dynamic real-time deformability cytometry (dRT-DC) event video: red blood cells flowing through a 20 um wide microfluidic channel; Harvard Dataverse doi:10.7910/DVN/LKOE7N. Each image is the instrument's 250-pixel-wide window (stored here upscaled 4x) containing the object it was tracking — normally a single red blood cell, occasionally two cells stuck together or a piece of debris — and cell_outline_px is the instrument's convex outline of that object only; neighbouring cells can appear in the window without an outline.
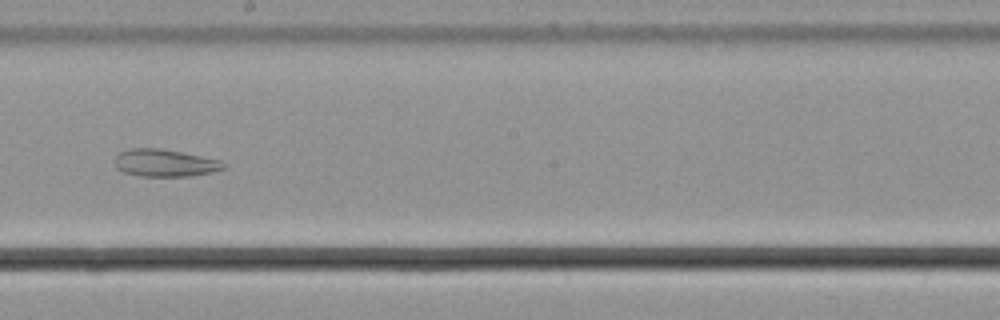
{"species": "common noctule bat (a hibernating species)", "species_latin": "Nyctalus noctula", "temperature_condition": "cold", "stored_images_in_passage": 57, "segment_of_instrument_passage": [2, 2], "camera_frame_rate_fps": 3000, "um_per_image_px": 0.085, "animal": {"sex": "male", "body_mass_g": 21.5, "forearm_length_mm": 52.0}, "frame": {"image": 1, "passage_image": 33, "time_ms": 10.667, "image_size_px": [1000, 320], "cell_outline_px": [[228, 168], [212, 172], [192, 176], [140, 176], [124, 172], [116, 168], [116, 156], [120, 152], [132, 148], [160, 148], [220, 160], [228, 164]], "centroid_in_image_um": [14.07, 13.86], "position_along_channel_um": 234.1, "area_um2": 17.34}}
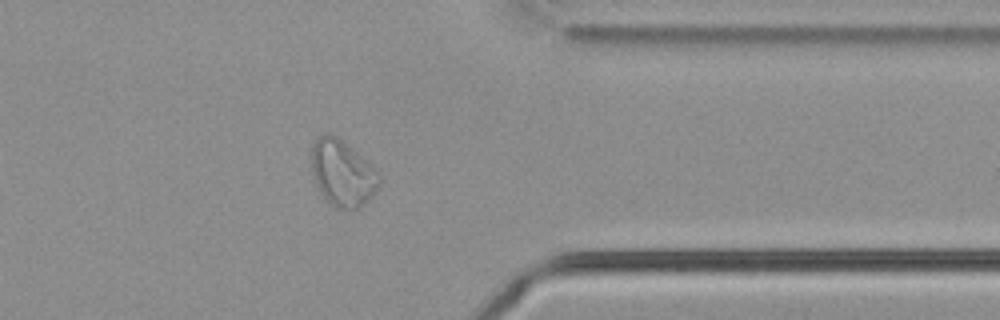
{"frame": {"image": 2, "passage_image": 46, "time_ms": 15.0, "image_size_px": [1000, 320], "cell_outline_px": [[380, 184], [372, 196], [364, 204], [352, 212], [336, 208], [328, 204], [316, 188], [312, 172], [312, 144], [324, 132], [328, 132], [336, 136], [376, 168], [380, 176]], "centroid_in_image_um": [29.1, 14.77], "position_along_channel_um": 382.3, "area_um2": 26.53}}
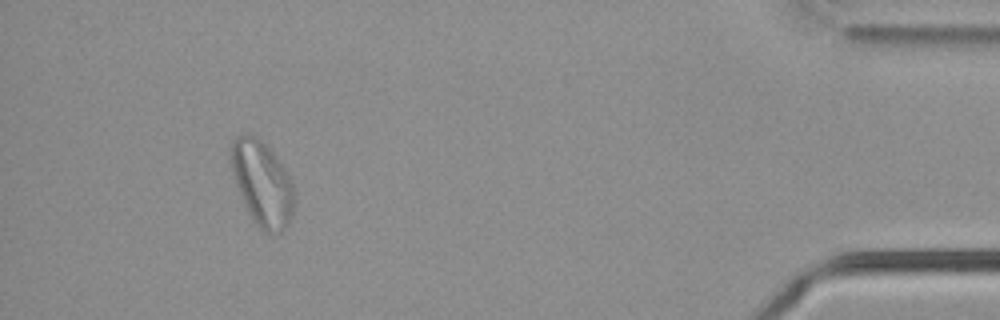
{"frame": {"image": 3, "passage_image": 53, "time_ms": 17.333, "image_size_px": [1000, 320], "cell_outline_px": [[292, 216], [288, 224], [280, 232], [272, 236], [264, 232], [252, 220], [240, 196], [232, 172], [232, 140], [236, 136], [256, 136], [272, 152], [288, 176], [292, 184]], "centroid_in_image_um": [22.27, 15.66], "position_along_channel_um": 412.9, "area_um2": 30.4}}